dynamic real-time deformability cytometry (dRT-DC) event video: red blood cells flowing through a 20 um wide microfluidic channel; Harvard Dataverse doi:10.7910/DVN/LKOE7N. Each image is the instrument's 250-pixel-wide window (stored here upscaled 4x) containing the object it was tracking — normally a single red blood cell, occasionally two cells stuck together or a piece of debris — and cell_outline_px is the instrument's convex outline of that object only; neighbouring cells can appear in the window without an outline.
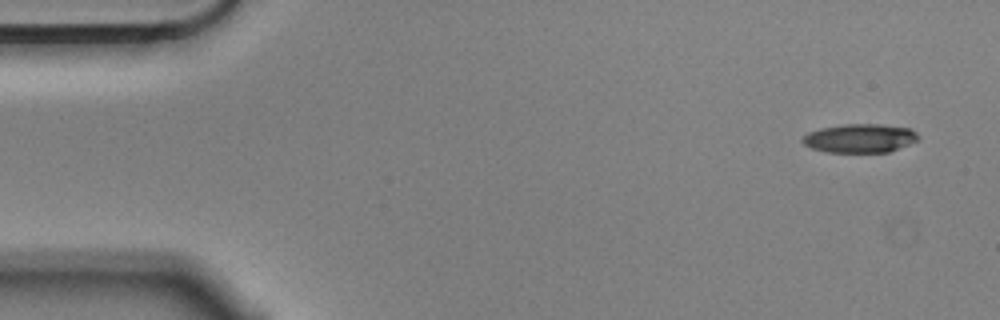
{"species": "Egyptian fruit bat (a non-hibernating species)", "species_latin": "Rousettus aegyptiacus", "temperature_condition": "cold", "stored_images_in_passage": 6, "camera_frame_rate_fps": 3000, "um_per_image_px": 0.085, "animal": {"sex": "male"}, "frame": {"image": 1, "passage_image": 1, "time_ms": 0.0, "image_size_px": [1000, 320], "cell_outline_px": [[920, 136], [916, 140], [908, 144], [888, 152], [828, 152], [812, 148], [804, 144], [800, 140], [808, 132], [820, 128], [844, 124], [880, 124], [912, 128]], "centroid_in_image_um": [73.08, 11.74], "position_along_channel_um": 11.9, "area_um2": 19.36}}
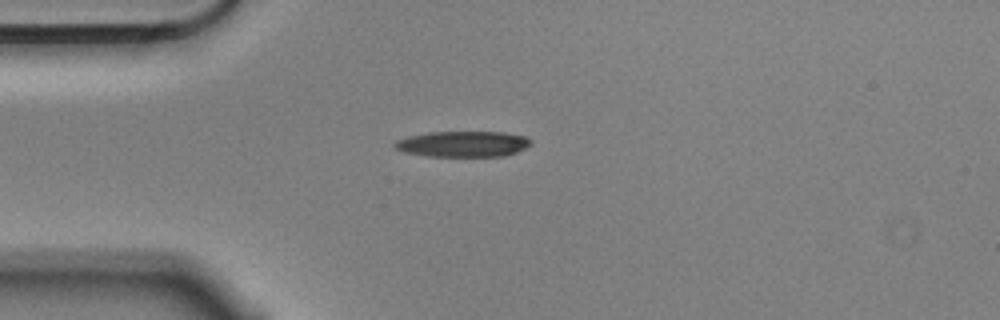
{"frame": {"image": 2, "passage_image": 4, "time_ms": 1.0, "image_size_px": [1000, 320], "cell_outline_px": [[532, 144], [516, 152], [504, 156], [428, 156], [404, 152], [396, 148], [392, 144], [396, 140], [408, 136], [428, 132], [504, 132], [528, 136], [532, 140]], "centroid_in_image_um": [39.37, 12.23], "position_along_channel_um": 45.6, "area_um2": 20.58}}
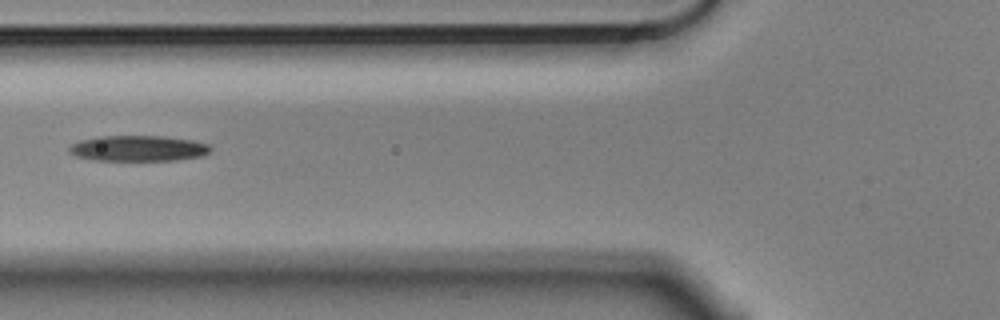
{"frame": {"image": 3, "passage_image": 6, "time_ms": 1.667, "image_size_px": [1000, 320], "cell_outline_px": [[212, 148], [204, 156], [176, 160], [92, 160], [76, 156], [68, 152], [68, 148], [72, 144], [80, 140], [96, 136], [164, 136], [192, 140], [208, 144]], "centroid_in_image_um": [11.74, 12.61], "position_along_channel_um": 114.1, "area_um2": 21.27}}